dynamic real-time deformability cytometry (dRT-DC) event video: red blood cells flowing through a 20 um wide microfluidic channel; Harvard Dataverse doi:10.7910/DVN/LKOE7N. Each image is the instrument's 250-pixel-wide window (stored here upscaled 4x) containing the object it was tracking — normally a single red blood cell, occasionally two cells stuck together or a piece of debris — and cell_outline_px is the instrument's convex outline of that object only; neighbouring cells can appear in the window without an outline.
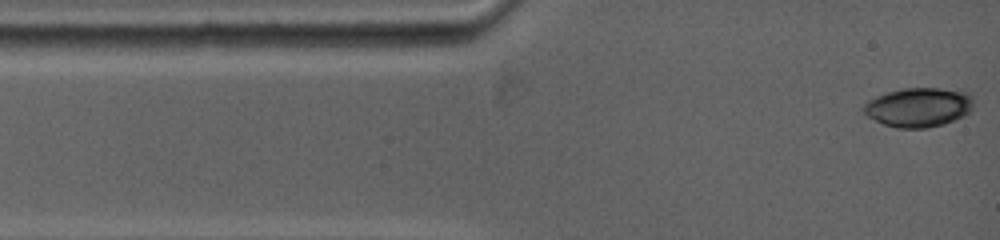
{"species": "common noctule bat (a hibernating species)", "species_latin": "Nyctalus noctula", "temperature_condition": "warm", "stored_images_in_passage": 6, "camera_frame_rate_fps": 5000, "um_per_image_px": 0.085, "animal": {"sex": "female", "body_mass_g": 19.0, "forearm_length_mm": 53.3}, "frame": {"image": 1, "passage_image": 1, "time_ms": 0.0, "image_size_px": [1000, 240], "cell_outline_px": [[972, 108], [964, 116], [944, 124], [928, 128], [896, 128], [884, 124], [868, 116], [860, 108], [868, 100], [876, 96], [888, 92], [904, 88], [940, 88], [968, 92], [972, 96]], "centroid_in_image_um": [78.07, 9.12], "position_along_channel_um": 6.9, "area_um2": 25.2}}
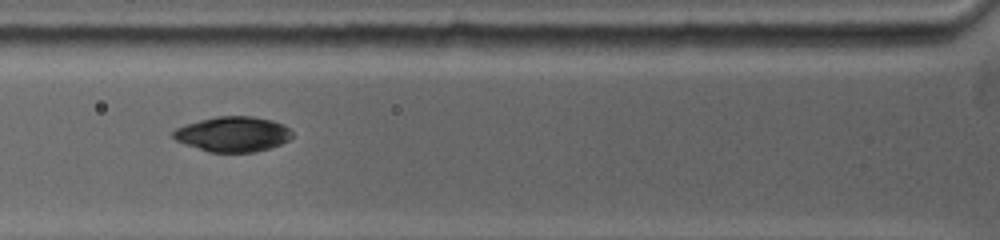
{"frame": {"image": 2, "passage_image": 4, "time_ms": 3.8, "image_size_px": [1000, 240], "cell_outline_px": [[292, 136], [288, 140], [272, 148], [256, 152], [208, 152], [184, 144], [176, 140], [172, 136], [172, 132], [176, 128], [184, 124], [216, 116], [252, 116], [272, 120], [284, 124], [292, 132]], "centroid_in_image_um": [19.79, 11.4], "position_along_channel_um": 106.0, "area_um2": 24.57}}
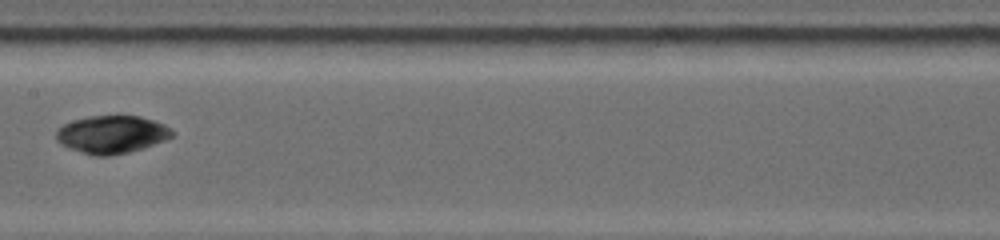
{"frame": {"image": 3, "passage_image": 6, "time_ms": 6.2, "image_size_px": [1000, 240], "cell_outline_px": [[172, 136], [164, 140], [144, 148], [128, 152], [108, 156], [92, 156], [68, 148], [60, 144], [56, 140], [56, 128], [72, 120], [88, 116], [140, 116], [164, 124], [172, 128]], "centroid_in_image_um": [9.45, 11.43], "position_along_channel_um": 197.9, "area_um2": 25.66}}